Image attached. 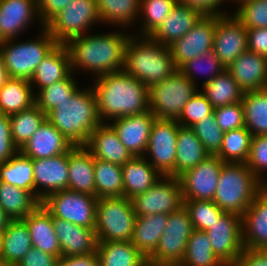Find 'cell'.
<instances>
[{"label":"cell","mask_w":267,"mask_h":266,"mask_svg":"<svg viewBox=\"0 0 267 266\" xmlns=\"http://www.w3.org/2000/svg\"><path fill=\"white\" fill-rule=\"evenodd\" d=\"M223 162L218 156H208L179 177L183 200L214 199Z\"/></svg>","instance_id":"obj_15"},{"label":"cell","mask_w":267,"mask_h":266,"mask_svg":"<svg viewBox=\"0 0 267 266\" xmlns=\"http://www.w3.org/2000/svg\"><path fill=\"white\" fill-rule=\"evenodd\" d=\"M146 158L135 156L121 166L124 197L131 199L146 192L162 177Z\"/></svg>","instance_id":"obj_29"},{"label":"cell","mask_w":267,"mask_h":266,"mask_svg":"<svg viewBox=\"0 0 267 266\" xmlns=\"http://www.w3.org/2000/svg\"><path fill=\"white\" fill-rule=\"evenodd\" d=\"M10 79L7 69L5 68L2 53L0 51V89L6 84Z\"/></svg>","instance_id":"obj_61"},{"label":"cell","mask_w":267,"mask_h":266,"mask_svg":"<svg viewBox=\"0 0 267 266\" xmlns=\"http://www.w3.org/2000/svg\"><path fill=\"white\" fill-rule=\"evenodd\" d=\"M72 0H37L39 23L45 27Z\"/></svg>","instance_id":"obj_55"},{"label":"cell","mask_w":267,"mask_h":266,"mask_svg":"<svg viewBox=\"0 0 267 266\" xmlns=\"http://www.w3.org/2000/svg\"><path fill=\"white\" fill-rule=\"evenodd\" d=\"M243 247L267 249V186L242 216Z\"/></svg>","instance_id":"obj_25"},{"label":"cell","mask_w":267,"mask_h":266,"mask_svg":"<svg viewBox=\"0 0 267 266\" xmlns=\"http://www.w3.org/2000/svg\"><path fill=\"white\" fill-rule=\"evenodd\" d=\"M265 187L246 163L225 162L220 171L213 202L226 213L243 216Z\"/></svg>","instance_id":"obj_5"},{"label":"cell","mask_w":267,"mask_h":266,"mask_svg":"<svg viewBox=\"0 0 267 266\" xmlns=\"http://www.w3.org/2000/svg\"><path fill=\"white\" fill-rule=\"evenodd\" d=\"M144 266H182L181 264H171V263H156L147 260Z\"/></svg>","instance_id":"obj_63"},{"label":"cell","mask_w":267,"mask_h":266,"mask_svg":"<svg viewBox=\"0 0 267 266\" xmlns=\"http://www.w3.org/2000/svg\"><path fill=\"white\" fill-rule=\"evenodd\" d=\"M94 173L97 198L124 196L121 165L95 158Z\"/></svg>","instance_id":"obj_39"},{"label":"cell","mask_w":267,"mask_h":266,"mask_svg":"<svg viewBox=\"0 0 267 266\" xmlns=\"http://www.w3.org/2000/svg\"><path fill=\"white\" fill-rule=\"evenodd\" d=\"M246 165L267 186V179L265 180L262 175L265 170L267 171V135L252 137L250 154Z\"/></svg>","instance_id":"obj_52"},{"label":"cell","mask_w":267,"mask_h":266,"mask_svg":"<svg viewBox=\"0 0 267 266\" xmlns=\"http://www.w3.org/2000/svg\"><path fill=\"white\" fill-rule=\"evenodd\" d=\"M19 152L11 136L10 117L0 113V164L6 162Z\"/></svg>","instance_id":"obj_54"},{"label":"cell","mask_w":267,"mask_h":266,"mask_svg":"<svg viewBox=\"0 0 267 266\" xmlns=\"http://www.w3.org/2000/svg\"><path fill=\"white\" fill-rule=\"evenodd\" d=\"M197 91V85L178 69L148 88L149 111L156 119L178 120L185 104Z\"/></svg>","instance_id":"obj_8"},{"label":"cell","mask_w":267,"mask_h":266,"mask_svg":"<svg viewBox=\"0 0 267 266\" xmlns=\"http://www.w3.org/2000/svg\"><path fill=\"white\" fill-rule=\"evenodd\" d=\"M92 85L100 121L149 111L148 87L124 70L97 76Z\"/></svg>","instance_id":"obj_1"},{"label":"cell","mask_w":267,"mask_h":266,"mask_svg":"<svg viewBox=\"0 0 267 266\" xmlns=\"http://www.w3.org/2000/svg\"><path fill=\"white\" fill-rule=\"evenodd\" d=\"M168 221L167 214H154L136 218L131 243L148 258L158 246Z\"/></svg>","instance_id":"obj_33"},{"label":"cell","mask_w":267,"mask_h":266,"mask_svg":"<svg viewBox=\"0 0 267 266\" xmlns=\"http://www.w3.org/2000/svg\"><path fill=\"white\" fill-rule=\"evenodd\" d=\"M11 221H12L11 218L0 206V231H4Z\"/></svg>","instance_id":"obj_62"},{"label":"cell","mask_w":267,"mask_h":266,"mask_svg":"<svg viewBox=\"0 0 267 266\" xmlns=\"http://www.w3.org/2000/svg\"><path fill=\"white\" fill-rule=\"evenodd\" d=\"M248 50L267 57V28L247 29Z\"/></svg>","instance_id":"obj_58"},{"label":"cell","mask_w":267,"mask_h":266,"mask_svg":"<svg viewBox=\"0 0 267 266\" xmlns=\"http://www.w3.org/2000/svg\"><path fill=\"white\" fill-rule=\"evenodd\" d=\"M99 266H144L147 258L131 241H98Z\"/></svg>","instance_id":"obj_32"},{"label":"cell","mask_w":267,"mask_h":266,"mask_svg":"<svg viewBox=\"0 0 267 266\" xmlns=\"http://www.w3.org/2000/svg\"><path fill=\"white\" fill-rule=\"evenodd\" d=\"M30 81L10 78L0 89V113L11 115L31 108L35 94Z\"/></svg>","instance_id":"obj_35"},{"label":"cell","mask_w":267,"mask_h":266,"mask_svg":"<svg viewBox=\"0 0 267 266\" xmlns=\"http://www.w3.org/2000/svg\"><path fill=\"white\" fill-rule=\"evenodd\" d=\"M9 117L12 140L19 150L46 120V114L36 104Z\"/></svg>","instance_id":"obj_42"},{"label":"cell","mask_w":267,"mask_h":266,"mask_svg":"<svg viewBox=\"0 0 267 266\" xmlns=\"http://www.w3.org/2000/svg\"><path fill=\"white\" fill-rule=\"evenodd\" d=\"M224 1L227 0H178V3L198 11L203 16H221L227 15L226 12L217 9L225 3Z\"/></svg>","instance_id":"obj_56"},{"label":"cell","mask_w":267,"mask_h":266,"mask_svg":"<svg viewBox=\"0 0 267 266\" xmlns=\"http://www.w3.org/2000/svg\"><path fill=\"white\" fill-rule=\"evenodd\" d=\"M191 129L209 155L216 156L219 153L225 132L218 126L213 113L193 125Z\"/></svg>","instance_id":"obj_49"},{"label":"cell","mask_w":267,"mask_h":266,"mask_svg":"<svg viewBox=\"0 0 267 266\" xmlns=\"http://www.w3.org/2000/svg\"><path fill=\"white\" fill-rule=\"evenodd\" d=\"M205 232L220 261L225 266L234 265L244 249L242 216L225 212Z\"/></svg>","instance_id":"obj_14"},{"label":"cell","mask_w":267,"mask_h":266,"mask_svg":"<svg viewBox=\"0 0 267 266\" xmlns=\"http://www.w3.org/2000/svg\"><path fill=\"white\" fill-rule=\"evenodd\" d=\"M97 200L91 194L64 189L49 194L41 203L53 217L86 228H95Z\"/></svg>","instance_id":"obj_9"},{"label":"cell","mask_w":267,"mask_h":266,"mask_svg":"<svg viewBox=\"0 0 267 266\" xmlns=\"http://www.w3.org/2000/svg\"><path fill=\"white\" fill-rule=\"evenodd\" d=\"M194 230L206 231L225 213L212 200H183Z\"/></svg>","instance_id":"obj_47"},{"label":"cell","mask_w":267,"mask_h":266,"mask_svg":"<svg viewBox=\"0 0 267 266\" xmlns=\"http://www.w3.org/2000/svg\"><path fill=\"white\" fill-rule=\"evenodd\" d=\"M225 69L226 67L220 62L214 50L211 49L209 51H206L202 55L195 57L192 60H189L179 70L195 85H196L195 75L197 71L203 73L206 72L209 78H207V80H205L202 83L203 86L204 84L213 80L218 74L222 73Z\"/></svg>","instance_id":"obj_48"},{"label":"cell","mask_w":267,"mask_h":266,"mask_svg":"<svg viewBox=\"0 0 267 266\" xmlns=\"http://www.w3.org/2000/svg\"><path fill=\"white\" fill-rule=\"evenodd\" d=\"M193 230L189 213L184 206L170 213L158 246L147 260L156 263L181 264Z\"/></svg>","instance_id":"obj_11"},{"label":"cell","mask_w":267,"mask_h":266,"mask_svg":"<svg viewBox=\"0 0 267 266\" xmlns=\"http://www.w3.org/2000/svg\"><path fill=\"white\" fill-rule=\"evenodd\" d=\"M57 266H99V259L97 253L61 256Z\"/></svg>","instance_id":"obj_60"},{"label":"cell","mask_w":267,"mask_h":266,"mask_svg":"<svg viewBox=\"0 0 267 266\" xmlns=\"http://www.w3.org/2000/svg\"><path fill=\"white\" fill-rule=\"evenodd\" d=\"M2 233L3 231H0V252H1V244H2Z\"/></svg>","instance_id":"obj_65"},{"label":"cell","mask_w":267,"mask_h":266,"mask_svg":"<svg viewBox=\"0 0 267 266\" xmlns=\"http://www.w3.org/2000/svg\"><path fill=\"white\" fill-rule=\"evenodd\" d=\"M213 114L222 131H230L245 126L242 102L217 107Z\"/></svg>","instance_id":"obj_53"},{"label":"cell","mask_w":267,"mask_h":266,"mask_svg":"<svg viewBox=\"0 0 267 266\" xmlns=\"http://www.w3.org/2000/svg\"><path fill=\"white\" fill-rule=\"evenodd\" d=\"M198 11L177 2L166 19L150 36L164 46L182 38L202 17Z\"/></svg>","instance_id":"obj_28"},{"label":"cell","mask_w":267,"mask_h":266,"mask_svg":"<svg viewBox=\"0 0 267 266\" xmlns=\"http://www.w3.org/2000/svg\"><path fill=\"white\" fill-rule=\"evenodd\" d=\"M95 158L84 146L68 151V190L95 196Z\"/></svg>","instance_id":"obj_27"},{"label":"cell","mask_w":267,"mask_h":266,"mask_svg":"<svg viewBox=\"0 0 267 266\" xmlns=\"http://www.w3.org/2000/svg\"><path fill=\"white\" fill-rule=\"evenodd\" d=\"M84 147L94 158L121 166L134 157L121 143L117 132L107 123H101L92 131Z\"/></svg>","instance_id":"obj_22"},{"label":"cell","mask_w":267,"mask_h":266,"mask_svg":"<svg viewBox=\"0 0 267 266\" xmlns=\"http://www.w3.org/2000/svg\"><path fill=\"white\" fill-rule=\"evenodd\" d=\"M214 111L207 97L199 90L185 104L177 122L182 127L191 128L193 125L211 115Z\"/></svg>","instance_id":"obj_50"},{"label":"cell","mask_w":267,"mask_h":266,"mask_svg":"<svg viewBox=\"0 0 267 266\" xmlns=\"http://www.w3.org/2000/svg\"><path fill=\"white\" fill-rule=\"evenodd\" d=\"M96 22H101L96 0H72L45 28L57 44H66L70 39L85 35Z\"/></svg>","instance_id":"obj_10"},{"label":"cell","mask_w":267,"mask_h":266,"mask_svg":"<svg viewBox=\"0 0 267 266\" xmlns=\"http://www.w3.org/2000/svg\"><path fill=\"white\" fill-rule=\"evenodd\" d=\"M156 117L150 112L129 115L109 123L117 132L121 143L135 156H145L150 130Z\"/></svg>","instance_id":"obj_19"},{"label":"cell","mask_w":267,"mask_h":266,"mask_svg":"<svg viewBox=\"0 0 267 266\" xmlns=\"http://www.w3.org/2000/svg\"><path fill=\"white\" fill-rule=\"evenodd\" d=\"M15 39L0 42L5 68L10 78L30 81L43 58L57 45L55 38L43 27L35 40L13 43Z\"/></svg>","instance_id":"obj_6"},{"label":"cell","mask_w":267,"mask_h":266,"mask_svg":"<svg viewBox=\"0 0 267 266\" xmlns=\"http://www.w3.org/2000/svg\"><path fill=\"white\" fill-rule=\"evenodd\" d=\"M71 73L70 56L65 44H57L38 65L30 84L38 91L65 79Z\"/></svg>","instance_id":"obj_30"},{"label":"cell","mask_w":267,"mask_h":266,"mask_svg":"<svg viewBox=\"0 0 267 266\" xmlns=\"http://www.w3.org/2000/svg\"><path fill=\"white\" fill-rule=\"evenodd\" d=\"M0 266H8V264L4 261L1 254H0Z\"/></svg>","instance_id":"obj_64"},{"label":"cell","mask_w":267,"mask_h":266,"mask_svg":"<svg viewBox=\"0 0 267 266\" xmlns=\"http://www.w3.org/2000/svg\"><path fill=\"white\" fill-rule=\"evenodd\" d=\"M228 15L216 16L213 42V50L226 69L248 50L247 29L235 15Z\"/></svg>","instance_id":"obj_16"},{"label":"cell","mask_w":267,"mask_h":266,"mask_svg":"<svg viewBox=\"0 0 267 266\" xmlns=\"http://www.w3.org/2000/svg\"><path fill=\"white\" fill-rule=\"evenodd\" d=\"M241 102L245 127L252 136L267 135V89L246 91Z\"/></svg>","instance_id":"obj_37"},{"label":"cell","mask_w":267,"mask_h":266,"mask_svg":"<svg viewBox=\"0 0 267 266\" xmlns=\"http://www.w3.org/2000/svg\"><path fill=\"white\" fill-rule=\"evenodd\" d=\"M39 20L37 0H0V42L16 37Z\"/></svg>","instance_id":"obj_21"},{"label":"cell","mask_w":267,"mask_h":266,"mask_svg":"<svg viewBox=\"0 0 267 266\" xmlns=\"http://www.w3.org/2000/svg\"><path fill=\"white\" fill-rule=\"evenodd\" d=\"M32 248L31 237L23 220H12L2 233L1 252L8 266H16Z\"/></svg>","instance_id":"obj_34"},{"label":"cell","mask_w":267,"mask_h":266,"mask_svg":"<svg viewBox=\"0 0 267 266\" xmlns=\"http://www.w3.org/2000/svg\"><path fill=\"white\" fill-rule=\"evenodd\" d=\"M129 34L120 32L81 35L70 39L66 48L71 72L80 68L97 76L124 69L125 47Z\"/></svg>","instance_id":"obj_2"},{"label":"cell","mask_w":267,"mask_h":266,"mask_svg":"<svg viewBox=\"0 0 267 266\" xmlns=\"http://www.w3.org/2000/svg\"><path fill=\"white\" fill-rule=\"evenodd\" d=\"M32 165L34 196L40 202L53 192L68 189V152L50 158L32 159Z\"/></svg>","instance_id":"obj_18"},{"label":"cell","mask_w":267,"mask_h":266,"mask_svg":"<svg viewBox=\"0 0 267 266\" xmlns=\"http://www.w3.org/2000/svg\"><path fill=\"white\" fill-rule=\"evenodd\" d=\"M40 204L30 191L0 181V206L11 220H23Z\"/></svg>","instance_id":"obj_36"},{"label":"cell","mask_w":267,"mask_h":266,"mask_svg":"<svg viewBox=\"0 0 267 266\" xmlns=\"http://www.w3.org/2000/svg\"><path fill=\"white\" fill-rule=\"evenodd\" d=\"M59 257L36 248H30L16 266H57Z\"/></svg>","instance_id":"obj_57"},{"label":"cell","mask_w":267,"mask_h":266,"mask_svg":"<svg viewBox=\"0 0 267 266\" xmlns=\"http://www.w3.org/2000/svg\"><path fill=\"white\" fill-rule=\"evenodd\" d=\"M23 221L27 225L33 248L61 257V248L53 227L52 215L42 203Z\"/></svg>","instance_id":"obj_26"},{"label":"cell","mask_w":267,"mask_h":266,"mask_svg":"<svg viewBox=\"0 0 267 266\" xmlns=\"http://www.w3.org/2000/svg\"><path fill=\"white\" fill-rule=\"evenodd\" d=\"M215 27L216 16H202L182 38L168 46L177 69L213 49Z\"/></svg>","instance_id":"obj_17"},{"label":"cell","mask_w":267,"mask_h":266,"mask_svg":"<svg viewBox=\"0 0 267 266\" xmlns=\"http://www.w3.org/2000/svg\"><path fill=\"white\" fill-rule=\"evenodd\" d=\"M182 266H225L213 253L211 241L205 231L193 230L186 247Z\"/></svg>","instance_id":"obj_43"},{"label":"cell","mask_w":267,"mask_h":266,"mask_svg":"<svg viewBox=\"0 0 267 266\" xmlns=\"http://www.w3.org/2000/svg\"><path fill=\"white\" fill-rule=\"evenodd\" d=\"M232 266H267V249L244 248Z\"/></svg>","instance_id":"obj_59"},{"label":"cell","mask_w":267,"mask_h":266,"mask_svg":"<svg viewBox=\"0 0 267 266\" xmlns=\"http://www.w3.org/2000/svg\"><path fill=\"white\" fill-rule=\"evenodd\" d=\"M234 15L246 29L267 28V0H246Z\"/></svg>","instance_id":"obj_51"},{"label":"cell","mask_w":267,"mask_h":266,"mask_svg":"<svg viewBox=\"0 0 267 266\" xmlns=\"http://www.w3.org/2000/svg\"><path fill=\"white\" fill-rule=\"evenodd\" d=\"M208 156L210 155L206 152L203 143L194 131L191 128L179 126L175 157V178H179Z\"/></svg>","instance_id":"obj_31"},{"label":"cell","mask_w":267,"mask_h":266,"mask_svg":"<svg viewBox=\"0 0 267 266\" xmlns=\"http://www.w3.org/2000/svg\"><path fill=\"white\" fill-rule=\"evenodd\" d=\"M178 0H140L139 16L142 19V36H151L172 11Z\"/></svg>","instance_id":"obj_46"},{"label":"cell","mask_w":267,"mask_h":266,"mask_svg":"<svg viewBox=\"0 0 267 266\" xmlns=\"http://www.w3.org/2000/svg\"><path fill=\"white\" fill-rule=\"evenodd\" d=\"M131 199L121 197L98 198L95 232L98 241H131L135 227Z\"/></svg>","instance_id":"obj_7"},{"label":"cell","mask_w":267,"mask_h":266,"mask_svg":"<svg viewBox=\"0 0 267 266\" xmlns=\"http://www.w3.org/2000/svg\"><path fill=\"white\" fill-rule=\"evenodd\" d=\"M227 70L244 92L267 89V57L247 50Z\"/></svg>","instance_id":"obj_24"},{"label":"cell","mask_w":267,"mask_h":266,"mask_svg":"<svg viewBox=\"0 0 267 266\" xmlns=\"http://www.w3.org/2000/svg\"><path fill=\"white\" fill-rule=\"evenodd\" d=\"M233 1L238 2L236 4L240 5L241 3L245 2L246 0H233Z\"/></svg>","instance_id":"obj_66"},{"label":"cell","mask_w":267,"mask_h":266,"mask_svg":"<svg viewBox=\"0 0 267 266\" xmlns=\"http://www.w3.org/2000/svg\"><path fill=\"white\" fill-rule=\"evenodd\" d=\"M46 119L73 146H85L92 131L102 123L93 88H79L68 100L51 110Z\"/></svg>","instance_id":"obj_3"},{"label":"cell","mask_w":267,"mask_h":266,"mask_svg":"<svg viewBox=\"0 0 267 266\" xmlns=\"http://www.w3.org/2000/svg\"><path fill=\"white\" fill-rule=\"evenodd\" d=\"M252 134L244 126L226 131L218 156L223 162L246 163L250 154Z\"/></svg>","instance_id":"obj_44"},{"label":"cell","mask_w":267,"mask_h":266,"mask_svg":"<svg viewBox=\"0 0 267 266\" xmlns=\"http://www.w3.org/2000/svg\"><path fill=\"white\" fill-rule=\"evenodd\" d=\"M212 104L213 108L241 102L244 91L225 69L213 80L203 85L201 91Z\"/></svg>","instance_id":"obj_38"},{"label":"cell","mask_w":267,"mask_h":266,"mask_svg":"<svg viewBox=\"0 0 267 266\" xmlns=\"http://www.w3.org/2000/svg\"><path fill=\"white\" fill-rule=\"evenodd\" d=\"M123 70L150 88L178 69L168 46L158 43L150 36L138 34L128 38Z\"/></svg>","instance_id":"obj_4"},{"label":"cell","mask_w":267,"mask_h":266,"mask_svg":"<svg viewBox=\"0 0 267 266\" xmlns=\"http://www.w3.org/2000/svg\"><path fill=\"white\" fill-rule=\"evenodd\" d=\"M140 0H96V8L101 23L118 26L133 24L139 20ZM129 25V26H128Z\"/></svg>","instance_id":"obj_40"},{"label":"cell","mask_w":267,"mask_h":266,"mask_svg":"<svg viewBox=\"0 0 267 266\" xmlns=\"http://www.w3.org/2000/svg\"><path fill=\"white\" fill-rule=\"evenodd\" d=\"M137 217L167 214L183 206L182 187L179 178L162 176L146 192L131 198Z\"/></svg>","instance_id":"obj_12"},{"label":"cell","mask_w":267,"mask_h":266,"mask_svg":"<svg viewBox=\"0 0 267 266\" xmlns=\"http://www.w3.org/2000/svg\"><path fill=\"white\" fill-rule=\"evenodd\" d=\"M180 124L177 120L155 119L152 123L145 155L149 163L162 175L175 177V157Z\"/></svg>","instance_id":"obj_13"},{"label":"cell","mask_w":267,"mask_h":266,"mask_svg":"<svg viewBox=\"0 0 267 266\" xmlns=\"http://www.w3.org/2000/svg\"><path fill=\"white\" fill-rule=\"evenodd\" d=\"M53 227L61 248V256L89 255L97 251L95 228L75 225L53 217Z\"/></svg>","instance_id":"obj_20"},{"label":"cell","mask_w":267,"mask_h":266,"mask_svg":"<svg viewBox=\"0 0 267 266\" xmlns=\"http://www.w3.org/2000/svg\"><path fill=\"white\" fill-rule=\"evenodd\" d=\"M0 181L27 191L34 195V172L32 159L20 151L0 164Z\"/></svg>","instance_id":"obj_41"},{"label":"cell","mask_w":267,"mask_h":266,"mask_svg":"<svg viewBox=\"0 0 267 266\" xmlns=\"http://www.w3.org/2000/svg\"><path fill=\"white\" fill-rule=\"evenodd\" d=\"M72 147L63 134L46 119L19 151L28 158L42 159L67 153Z\"/></svg>","instance_id":"obj_23"},{"label":"cell","mask_w":267,"mask_h":266,"mask_svg":"<svg viewBox=\"0 0 267 266\" xmlns=\"http://www.w3.org/2000/svg\"><path fill=\"white\" fill-rule=\"evenodd\" d=\"M74 80L71 72L65 79L39 90L35 94V104L47 115L79 89Z\"/></svg>","instance_id":"obj_45"}]
</instances>
